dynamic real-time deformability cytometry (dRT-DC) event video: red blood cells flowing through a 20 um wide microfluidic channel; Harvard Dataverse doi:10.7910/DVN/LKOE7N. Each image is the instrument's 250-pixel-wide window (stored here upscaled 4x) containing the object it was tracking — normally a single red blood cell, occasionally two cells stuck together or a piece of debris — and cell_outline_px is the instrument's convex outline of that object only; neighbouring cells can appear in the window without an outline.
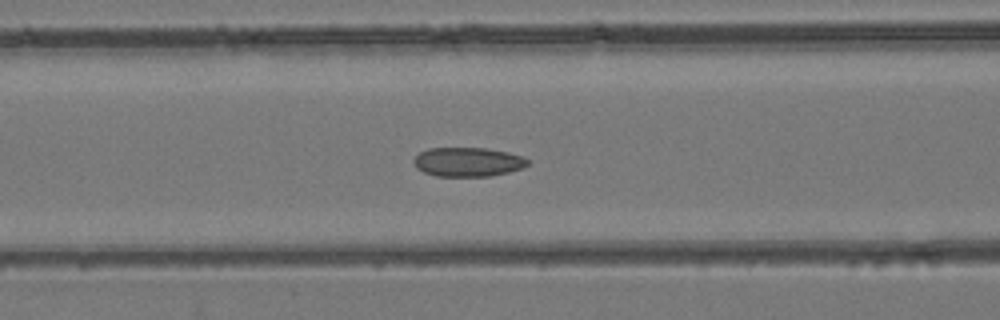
{"species": "common noctule bat (a hibernating species)", "species_latin": "Nyctalus noctula", "temperature_condition": "room temperature", "stored_images_in_passage": 50, "camera_frame_rate_fps": 3000, "um_per_image_px": 0.085, "animal": {"sex": "female", "body_mass_g": 24.6, "forearm_length_mm": 56.2}, "frame": {"image": 1, "passage_image": 21, "time_ms": 6.667, "image_size_px": [1000, 320], "cell_outline_px": [[528, 164], [520, 168], [508, 172], [488, 176], [436, 176], [424, 172], [416, 168], [412, 160], [420, 152], [428, 148], [484, 148], [508, 152], [524, 156], [528, 160]], "centroid_in_image_um": [39.74, 13.76], "position_along_channel_um": 126.9, "area_um2": 19.31}}
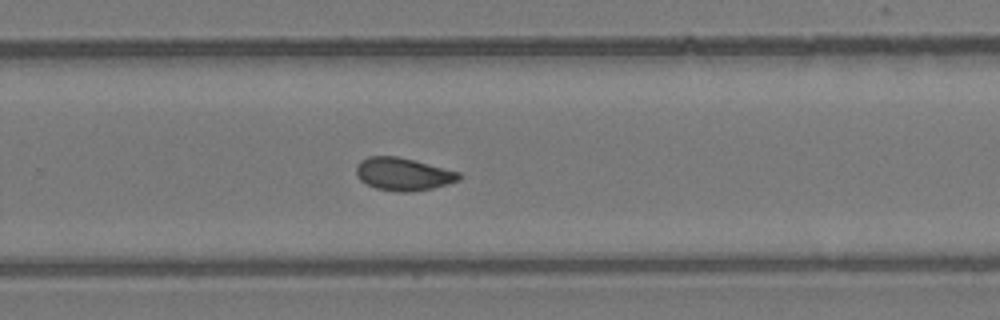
{"frame": {"image": 2, "passage_image": 33, "time_ms": 10.667, "image_size_px": [1000, 320], "cell_outline_px": [[460, 180], [448, 184], [432, 188], [408, 192], [396, 192], [376, 188], [360, 180], [356, 176], [356, 164], [360, 160], [368, 156], [396, 156], [460, 172]], "centroid_in_image_um": [34.24, 14.8], "position_along_channel_um": 295.6, "area_um2": 19.54}}
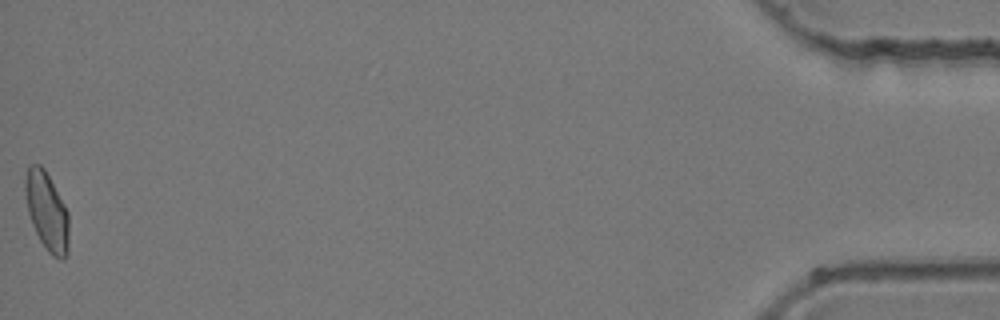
{"frame": {"image": 3, "passage_image": 50, "time_ms": 16.333, "image_size_px": [1000, 320], "cell_outline_px": [[68, 252], [64, 260], [60, 260], [52, 256], [48, 252], [40, 240], [32, 224], [28, 212], [24, 192], [24, 180], [28, 168], [32, 164], [40, 164], [44, 168], [64, 204], [68, 212]], "centroid_in_image_um": [3.98, 17.98], "position_along_channel_um": 431.2, "area_um2": 19.94}}